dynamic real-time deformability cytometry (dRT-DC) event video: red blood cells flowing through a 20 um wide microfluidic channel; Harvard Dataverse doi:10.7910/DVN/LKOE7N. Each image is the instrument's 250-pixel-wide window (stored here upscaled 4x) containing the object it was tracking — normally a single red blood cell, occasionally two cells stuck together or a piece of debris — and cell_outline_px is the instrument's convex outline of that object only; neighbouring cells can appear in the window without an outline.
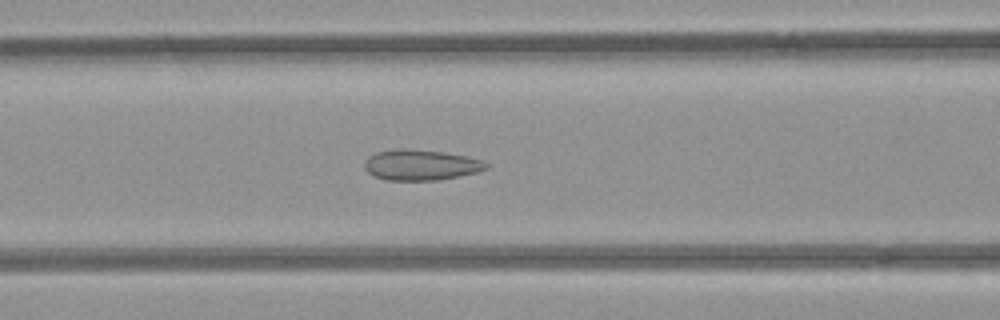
{"species": "common noctule bat (a hibernating species)", "species_latin": "Nyctalus noctula", "temperature_condition": "room temperature", "stored_images_in_passage": 42, "camera_frame_rate_fps": 3000, "um_per_image_px": 0.085, "animal": {"sex": "female", "body_mass_g": 21.9}, "frame": {"image": 1, "passage_image": 10, "time_ms": 3.0, "image_size_px": [1000, 320], "cell_outline_px": [[488, 168], [476, 172], [460, 176], [436, 180], [388, 180], [376, 176], [368, 172], [364, 168], [364, 164], [368, 156], [376, 152], [444, 152], [468, 156], [484, 160], [488, 164]], "centroid_in_image_um": [35.85, 14.07], "position_along_channel_um": 130.7, "area_um2": 20.69}}
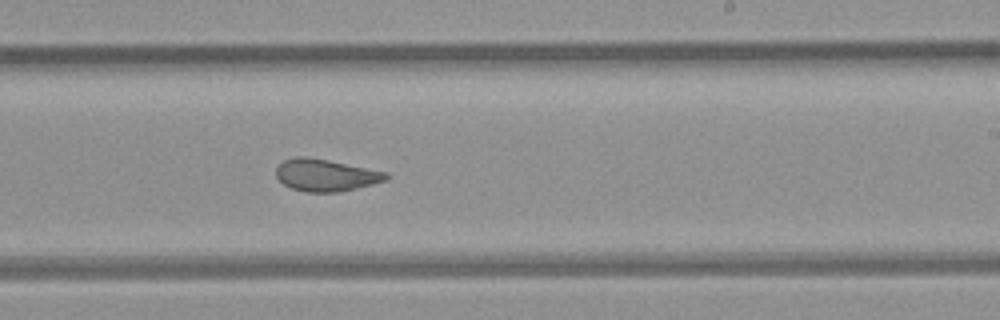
{"frame": {"image": 2, "passage_image": 20, "time_ms": 6.333, "image_size_px": [1000, 320], "cell_outline_px": [[388, 180], [356, 188], [336, 192], [304, 192], [292, 188], [284, 184], [276, 176], [276, 168], [284, 160], [300, 156], [304, 156], [328, 160], [388, 172]], "centroid_in_image_um": [27.69, 14.89], "position_along_channel_um": 261.3, "area_um2": 20.4}}
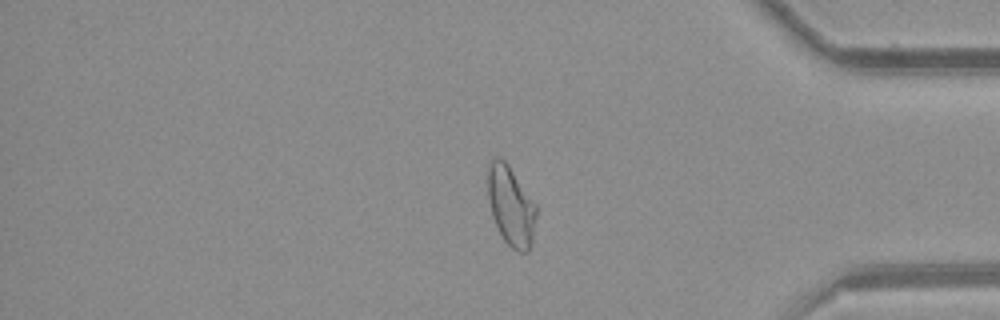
{"frame": {"image": 3, "passage_image": 32, "time_ms": 10.333, "image_size_px": [1000, 320], "cell_outline_px": [[536, 216], [532, 240], [528, 252], [516, 252], [504, 240], [492, 216], [488, 196], [488, 164], [496, 156], [504, 160], [508, 164], [536, 204]], "centroid_in_image_um": [43.43, 17.5], "position_along_channel_um": 391.8, "area_um2": 22.31}, "authors_computed_cell_mechanics": {"area_um2": 22.1374, "velocity_mm_per_s": 3.9218, "shape_relaxation_time_tau1_ms": null, "shape_relaxation_time_tau2_ms": 1.3214, "deformation_change_tau1": null, "deformation_change_tau2": 0.0832}}